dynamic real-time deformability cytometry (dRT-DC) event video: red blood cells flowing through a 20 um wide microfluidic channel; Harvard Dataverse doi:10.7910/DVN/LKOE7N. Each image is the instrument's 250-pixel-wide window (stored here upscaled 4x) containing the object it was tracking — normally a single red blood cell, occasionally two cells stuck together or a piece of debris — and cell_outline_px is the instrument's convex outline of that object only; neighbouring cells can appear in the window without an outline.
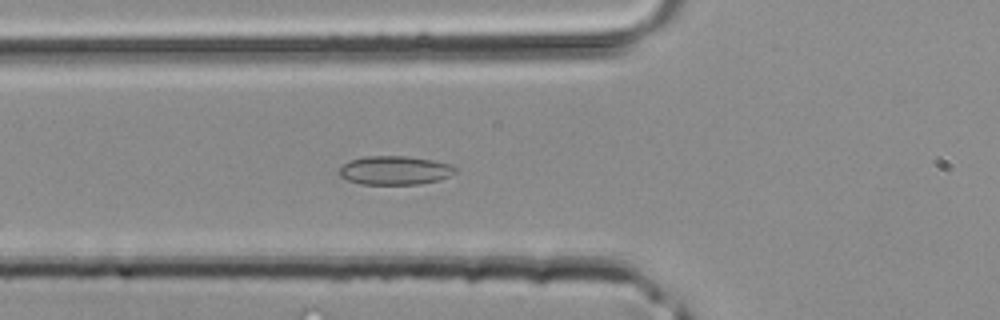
{"species": "common noctule bat (a hibernating species)", "species_latin": "Nyctalus noctula", "temperature_condition": "room temperature", "stored_images_in_passage": 42, "camera_frame_rate_fps": 3000, "um_per_image_px": 0.085, "animal": {"sex": "male", "body_mass_g": 20.4}, "frame": {"image": 1, "passage_image": 15, "time_ms": 4.667, "image_size_px": [1000, 320], "cell_outline_px": [[456, 172], [448, 176], [436, 180], [420, 184], [360, 184], [348, 180], [340, 176], [336, 172], [348, 160], [364, 156], [408, 156], [432, 160], [448, 164], [456, 168]], "centroid_in_image_um": [33.49, 14.47], "position_along_channel_um": 92.3, "area_um2": 19.42}}
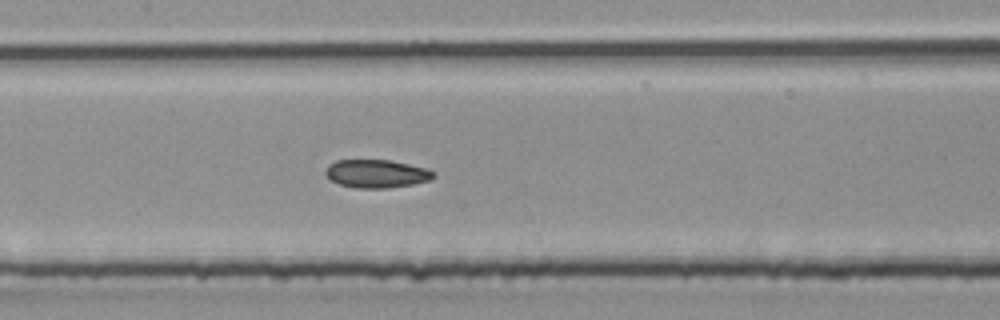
{"frame": {"image": 2, "passage_image": 20, "time_ms": 6.333, "image_size_px": [1000, 320], "cell_outline_px": [[436, 176], [432, 180], [412, 184], [388, 188], [356, 188], [340, 184], [332, 180], [324, 172], [328, 164], [336, 160], [392, 160], [428, 168], [436, 172]], "centroid_in_image_um": [32.06, 14.75], "position_along_channel_um": 175.3, "area_um2": 17.92}}
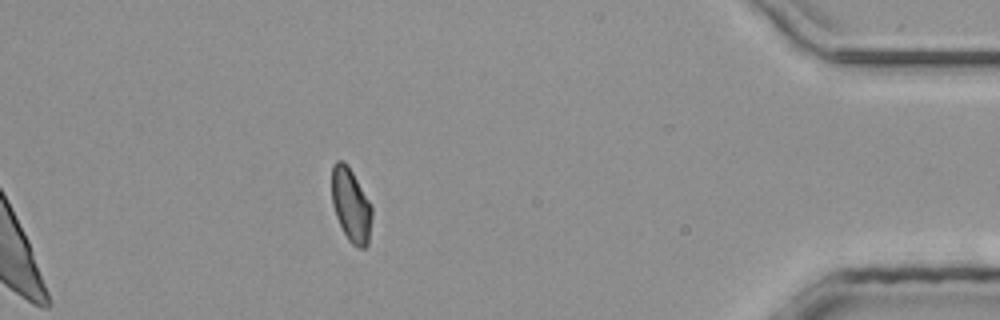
{"frame": {"image": 3, "passage_image": 37, "time_ms": 12.0, "image_size_px": [1000, 320], "cell_outline_px": [[372, 216], [368, 244], [364, 248], [360, 248], [352, 244], [348, 240], [336, 216], [332, 204], [332, 164], [336, 160], [340, 160], [348, 164], [372, 204]], "centroid_in_image_um": [29.84, 17.4], "position_along_channel_um": 405.4, "area_um2": 17.4}}